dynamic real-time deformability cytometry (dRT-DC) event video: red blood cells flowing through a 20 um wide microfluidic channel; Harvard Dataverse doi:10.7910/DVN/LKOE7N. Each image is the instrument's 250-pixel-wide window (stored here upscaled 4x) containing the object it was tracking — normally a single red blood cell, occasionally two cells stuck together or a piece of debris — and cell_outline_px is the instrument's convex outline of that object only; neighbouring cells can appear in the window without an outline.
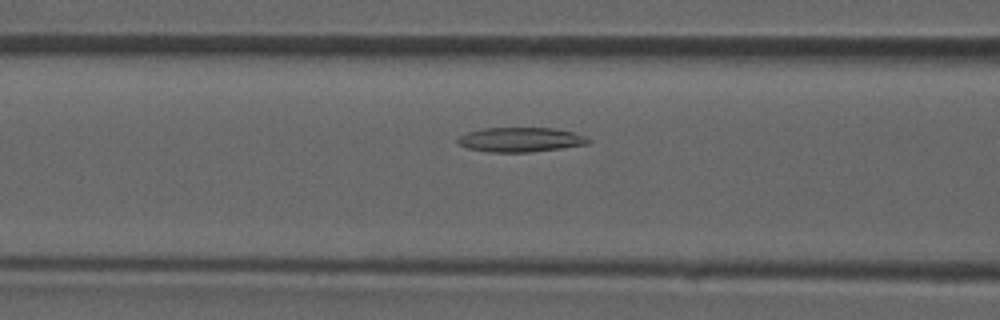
{"species": "common noctule bat (a hibernating species)", "species_latin": "Nyctalus noctula", "temperature_condition": "room temperature", "stored_images_in_passage": 5, "camera_frame_rate_fps": 3000, "um_per_image_px": 0.085, "animal": {"sex": "male", "forearm_length_mm": 52.5}, "frame": {"image": 1, "passage_image": 4, "time_ms": 1.0, "image_size_px": [1000, 320], "cell_outline_px": [[592, 140], [588, 144], [560, 148], [528, 152], [488, 152], [468, 148], [460, 144], [456, 140], [460, 136], [468, 132], [484, 128], [552, 128], [572, 132], [584, 136]], "centroid_in_image_um": [44.24, 11.87], "position_along_channel_um": 122.4, "area_um2": 18.44}}